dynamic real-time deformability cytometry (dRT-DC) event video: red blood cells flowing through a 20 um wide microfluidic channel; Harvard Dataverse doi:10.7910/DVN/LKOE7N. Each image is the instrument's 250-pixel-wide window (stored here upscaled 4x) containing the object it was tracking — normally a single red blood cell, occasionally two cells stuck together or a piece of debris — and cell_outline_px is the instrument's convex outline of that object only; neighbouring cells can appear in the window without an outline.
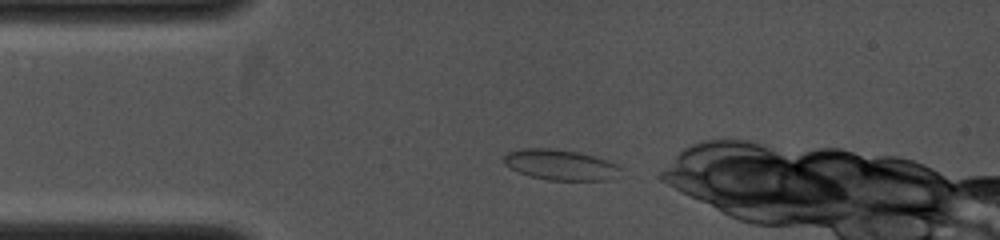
{"species": "common noctule bat (a hibernating species)", "species_latin": "Nyctalus noctula", "temperature_condition": "cold", "stored_images_in_passage": 6, "camera_frame_rate_fps": 4000, "um_per_image_px": 0.085, "animal": {"sex": "female", "body_mass_g": 19.0, "forearm_length_mm": 53.3}, "frame": {"image": 1, "passage_image": 1, "time_ms": 0.0, "image_size_px": [1000, 240], "cell_outline_px": [[624, 168], [620, 176], [608, 180], [548, 180], [532, 176], [520, 172], [504, 164], [504, 156], [508, 152], [520, 148], [548, 148], [576, 152], [592, 156], [620, 164]], "centroid_in_image_um": [47.71, 14.01], "position_along_channel_um": 37.3, "area_um2": 20.81}}
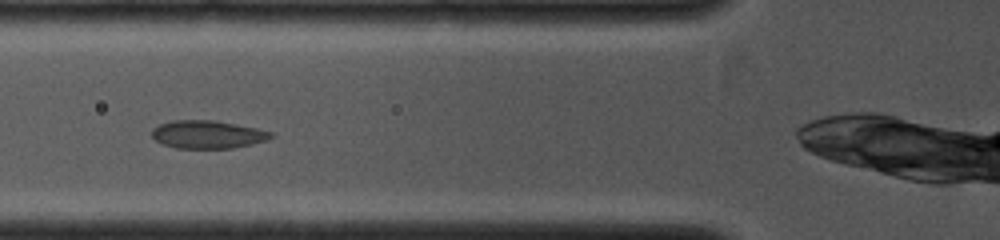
{"frame": {"image": 2, "passage_image": 5, "time_ms": 1.75, "image_size_px": [1000, 240], "cell_outline_px": [[276, 136], [268, 140], [252, 144], [232, 148], [176, 148], [164, 144], [156, 140], [152, 136], [152, 128], [160, 124], [172, 120], [216, 120], [256, 128], [272, 132]], "centroid_in_image_um": [17.68, 11.42], "position_along_channel_um": 108.1, "area_um2": 19.48}}